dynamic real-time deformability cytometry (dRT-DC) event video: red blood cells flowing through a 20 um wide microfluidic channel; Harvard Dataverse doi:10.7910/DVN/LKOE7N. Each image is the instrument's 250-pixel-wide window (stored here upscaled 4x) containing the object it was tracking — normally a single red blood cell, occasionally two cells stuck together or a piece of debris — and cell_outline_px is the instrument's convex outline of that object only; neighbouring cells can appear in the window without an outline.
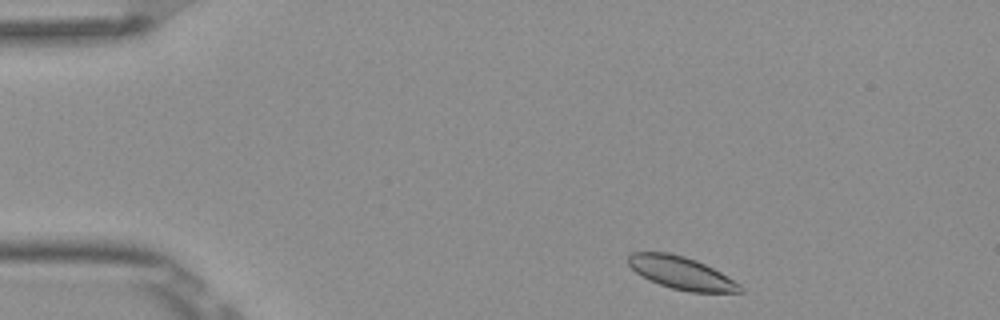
{"species": "Egyptian fruit bat (a non-hibernating species)", "species_latin": "Rousettus aegyptiacus", "temperature_condition": "room temperature", "stored_images_in_passage": 3, "camera_frame_rate_fps": 3000, "um_per_image_px": 0.085, "frame": {"image": 1, "passage_image": 1, "time_ms": 0.0, "image_size_px": [1000, 320], "cell_outline_px": [[744, 292], [688, 292], [672, 288], [648, 280], [636, 272], [628, 264], [628, 256], [632, 252], [668, 252], [684, 256], [696, 260], [720, 272], [740, 284], [744, 288]], "centroid_in_image_um": [57.91, 23.2], "position_along_channel_um": 27.1, "area_um2": 21.15}}